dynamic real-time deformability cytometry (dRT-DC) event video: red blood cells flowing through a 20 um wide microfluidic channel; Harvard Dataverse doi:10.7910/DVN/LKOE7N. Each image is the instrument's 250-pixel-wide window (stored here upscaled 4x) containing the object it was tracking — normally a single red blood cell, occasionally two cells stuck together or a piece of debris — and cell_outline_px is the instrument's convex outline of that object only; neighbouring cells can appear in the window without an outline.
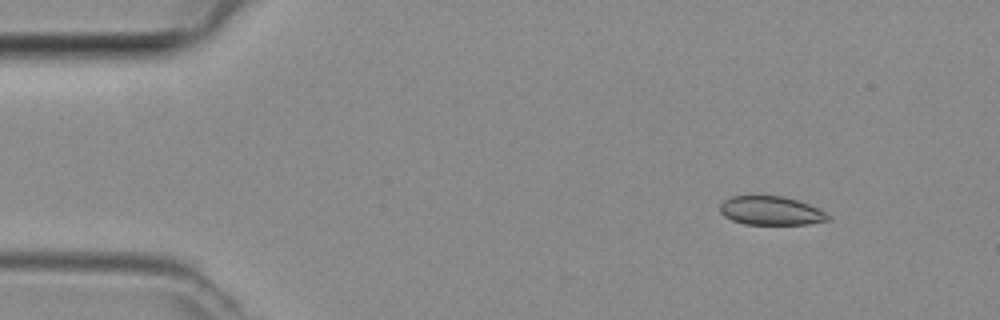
{"species": "common noctule bat (a hibernating species)", "species_latin": "Nyctalus noctula", "temperature_condition": "room temperature", "stored_images_in_passage": 4, "camera_frame_rate_fps": 3000, "um_per_image_px": 0.085, "animal": {"sex": "female", "body_mass_g": 29.2, "forearm_length_mm": 56.3}, "frame": {"image": 1, "passage_image": 1, "time_ms": 0.0, "image_size_px": [1000, 320], "cell_outline_px": [[832, 220], [808, 224], [744, 224], [732, 220], [724, 216], [720, 212], [720, 204], [724, 200], [732, 196], [784, 196], [820, 208], [832, 216]], "centroid_in_image_um": [65.58, 17.92], "position_along_channel_um": 19.4, "area_um2": 18.26}}
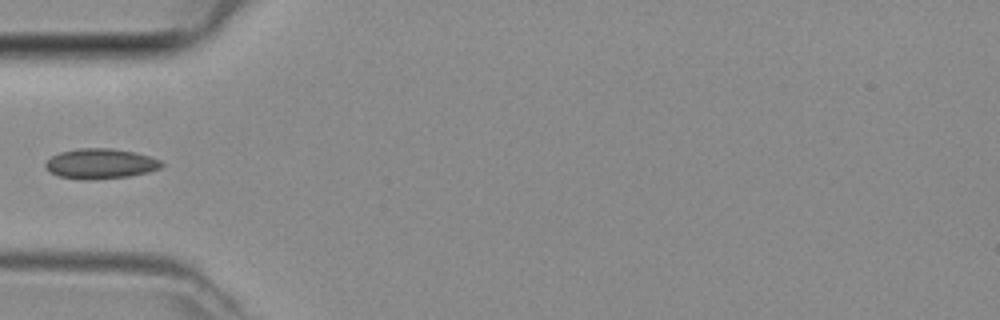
{"frame": {"image": 2, "passage_image": 4, "time_ms": 1.0, "image_size_px": [1000, 320], "cell_outline_px": [[164, 164], [160, 168], [148, 172], [128, 176], [88, 180], [80, 180], [60, 176], [52, 172], [44, 164], [52, 156], [60, 152], [80, 148], [112, 148], [136, 152], [160, 160]], "centroid_in_image_um": [8.56, 13.91], "position_along_channel_um": 76.4, "area_um2": 20.23}}